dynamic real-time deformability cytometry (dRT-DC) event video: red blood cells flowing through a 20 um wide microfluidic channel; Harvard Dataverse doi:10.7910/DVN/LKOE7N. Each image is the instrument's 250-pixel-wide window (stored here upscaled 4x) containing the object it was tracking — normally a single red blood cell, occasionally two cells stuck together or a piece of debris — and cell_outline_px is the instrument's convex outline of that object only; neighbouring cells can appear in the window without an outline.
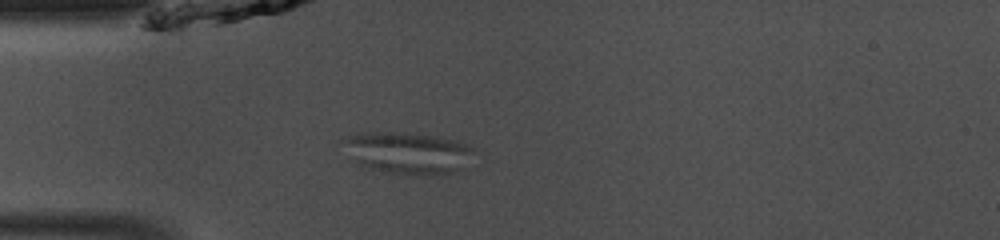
{"species": "common noctule bat (a hibernating species)", "species_latin": "Nyctalus noctula", "temperature_condition": "room temperature", "stored_images_in_passage": 49, "camera_frame_rate_fps": 3000, "um_per_image_px": 0.085, "animal": {"sex": "male", "body_mass_g": 13.0, "forearm_length_mm": 53.1}, "frame": {"image": 1, "passage_image": 13, "time_ms": 4.0, "image_size_px": [1000, 240], "cell_outline_px": [[476, 148], [464, 168], [452, 172], [388, 172], [372, 168], [360, 164], [340, 140], [344, 136], [356, 132], [396, 132], [436, 136], [468, 144]], "centroid_in_image_um": [34.66, 12.92], "position_along_channel_um": 50.3, "area_um2": 30.69}}
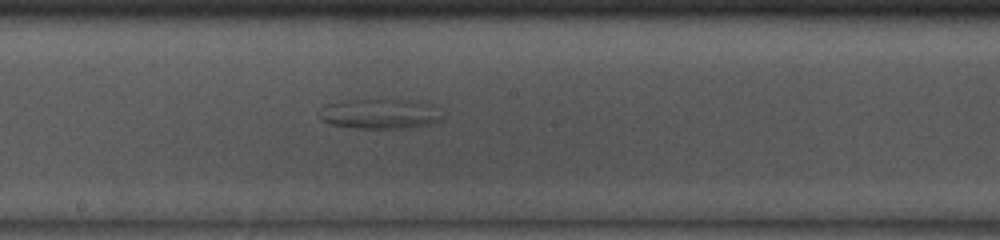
{"frame": {"image": 2, "passage_image": 26, "time_ms": 8.333, "image_size_px": [1000, 240], "cell_outline_px": [[440, 120], [428, 124], [408, 128], [352, 128], [332, 124], [320, 120], [316, 112], [328, 104], [348, 100], [420, 100], [436, 104], [440, 116]], "centroid_in_image_um": [32.29, 9.67], "position_along_channel_um": 215.9, "area_um2": 21.62}}
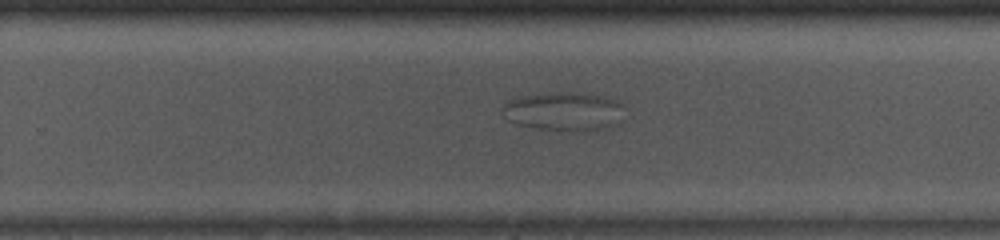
{"frame": {"image": 3, "passage_image": 31, "time_ms": 10.0, "image_size_px": [1000, 240], "cell_outline_px": [[624, 104], [620, 120], [612, 128], [584, 132], [532, 128], [516, 124], [508, 120], [500, 112], [504, 104], [508, 100], [524, 96], [552, 92], [576, 92], [600, 96], [616, 100]], "centroid_in_image_um": [47.94, 9.49], "position_along_channel_um": 281.9, "area_um2": 27.98}}